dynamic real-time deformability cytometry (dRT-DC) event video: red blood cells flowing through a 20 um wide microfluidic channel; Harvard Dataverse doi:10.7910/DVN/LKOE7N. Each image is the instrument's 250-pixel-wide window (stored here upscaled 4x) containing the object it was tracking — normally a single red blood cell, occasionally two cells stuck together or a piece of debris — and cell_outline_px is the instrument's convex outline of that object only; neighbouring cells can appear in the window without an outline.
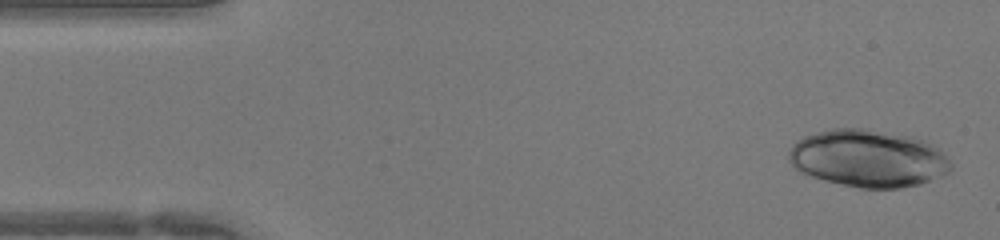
{"species": "human", "species_latin": "Homo sapiens", "temperature_condition": "warm", "stored_images_in_passage": 43, "camera_frame_rate_fps": 3000, "um_per_image_px": 0.085, "donor": {"sex": "female"}, "frame": {"image": 1, "passage_image": 2, "time_ms": 0.333, "image_size_px": [1000, 240], "cell_outline_px": [[952, 168], [948, 172], [940, 176], [920, 184], [900, 188], [860, 188], [824, 180], [800, 172], [788, 160], [788, 148], [796, 140], [804, 136], [816, 132], [832, 128], [868, 128], [912, 136], [924, 140], [940, 148], [944, 152], [952, 164]], "centroid_in_image_um": [73.8, 13.44], "position_along_channel_um": 11.2, "area_um2": 54.68}}
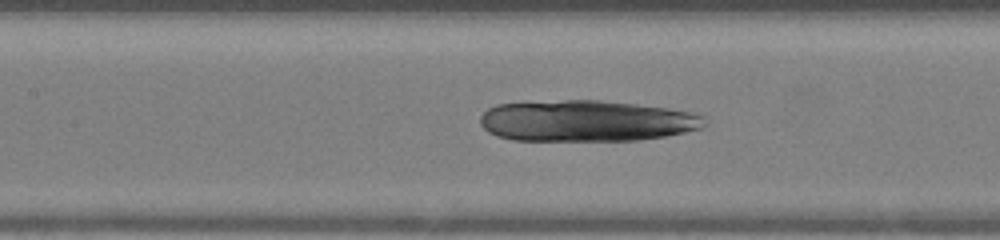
{"frame": {"image": 2, "passage_image": 19, "time_ms": 6.0, "image_size_px": [1000, 240], "cell_outline_px": [[708, 124], [700, 128], [668, 136], [636, 140], [512, 140], [496, 136], [488, 132], [480, 124], [480, 116], [488, 108], [496, 104], [564, 100], [600, 100], [636, 104], [668, 108], [696, 112], [704, 116]], "centroid_in_image_um": [49.86, 10.27], "position_along_channel_um": 157.5, "area_um2": 54.16}}
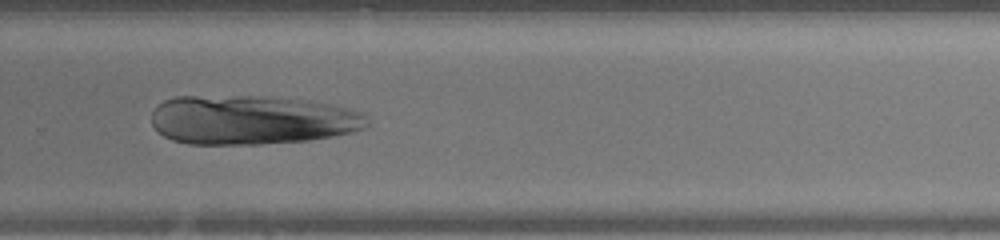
{"frame": {"image": 3, "passage_image": 29, "time_ms": 9.333, "image_size_px": [1000, 240], "cell_outline_px": [[368, 124], [364, 128], [352, 132], [332, 136], [308, 140], [260, 144], [188, 144], [172, 140], [164, 136], [152, 124], [152, 108], [156, 104], [164, 100], [176, 96], [260, 96], [308, 100], [348, 108], [364, 112], [368, 120]], "centroid_in_image_um": [21.38, 10.18], "position_along_channel_um": 308.4, "area_um2": 62.19}}